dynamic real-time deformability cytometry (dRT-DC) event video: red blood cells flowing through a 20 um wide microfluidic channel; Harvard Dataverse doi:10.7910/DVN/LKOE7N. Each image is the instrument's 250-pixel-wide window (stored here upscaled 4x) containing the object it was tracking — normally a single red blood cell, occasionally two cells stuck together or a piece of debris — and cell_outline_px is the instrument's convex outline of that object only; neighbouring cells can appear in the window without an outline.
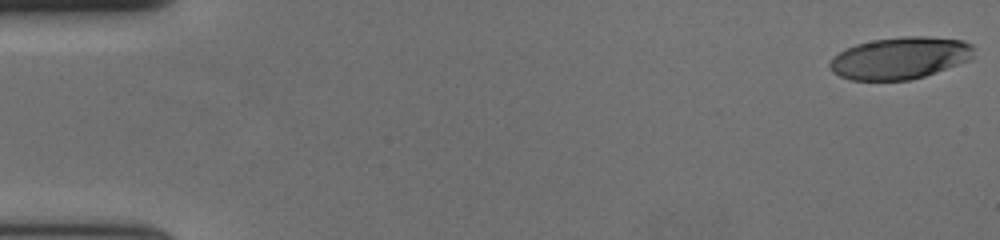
{"species": "human", "species_latin": "Homo sapiens", "temperature_condition": "cold", "stored_images_in_passage": 58, "camera_frame_rate_fps": 3000, "um_per_image_px": 0.085, "donor": {"sex": "female"}, "frame": {"image": 1, "passage_image": 1, "time_ms": 0.0, "image_size_px": [1000, 240], "cell_outline_px": [[976, 48], [972, 56], [968, 60], [936, 72], [924, 76], [908, 80], [852, 80], [840, 76], [832, 72], [828, 68], [828, 64], [832, 56], [844, 48], [856, 44], [872, 40], [900, 36], [928, 36], [964, 40], [972, 44]], "centroid_in_image_um": [76.47, 4.92], "position_along_channel_um": 8.5, "area_um2": 35.6}}
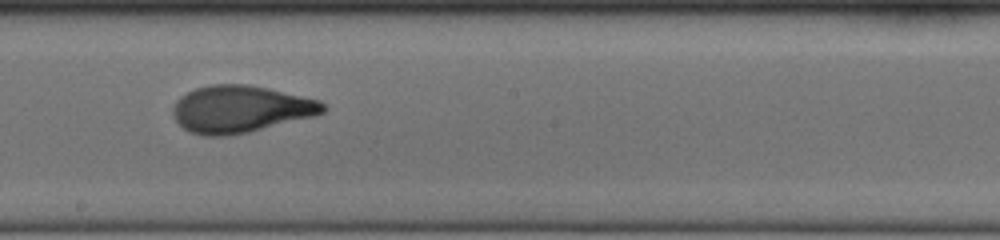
{"frame": {"image": 2, "passage_image": 33, "time_ms": 10.667, "image_size_px": [1000, 240], "cell_outline_px": [[328, 108], [324, 112], [316, 116], [248, 132], [228, 136], [204, 136], [188, 132], [172, 116], [172, 108], [176, 100], [180, 96], [196, 88], [212, 84], [248, 84], [268, 88], [320, 100]], "centroid_in_image_um": [20.44, 9.28], "position_along_channel_um": 227.8, "area_um2": 41.44}}
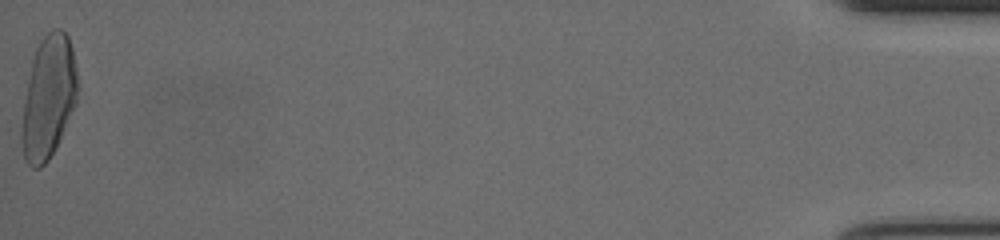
{"frame": {"image": 3, "passage_image": 58, "time_ms": 19.0, "image_size_px": [1000, 240], "cell_outline_px": [[80, 88], [76, 104], [60, 140], [56, 148], [48, 160], [40, 168], [32, 168], [24, 160], [20, 144], [20, 132], [24, 104], [28, 80], [32, 60], [36, 48], [40, 40], [52, 28], [60, 28], [68, 36], [72, 48], [80, 84]], "centroid_in_image_um": [4.13, 8.3], "position_along_channel_um": 431.1, "area_um2": 40.63}, "authors_computed_cell_mechanics": {"area_um2": 38.7549, "velocity_mm_per_s": 3.6477, "shape_relaxation_time_tau1_ms": 3.8002, "shape_relaxation_time_tau2_ms": 1.2321, "deformation_change_tau1": 0.2088, "deformation_change_tau2": 0.0702}}